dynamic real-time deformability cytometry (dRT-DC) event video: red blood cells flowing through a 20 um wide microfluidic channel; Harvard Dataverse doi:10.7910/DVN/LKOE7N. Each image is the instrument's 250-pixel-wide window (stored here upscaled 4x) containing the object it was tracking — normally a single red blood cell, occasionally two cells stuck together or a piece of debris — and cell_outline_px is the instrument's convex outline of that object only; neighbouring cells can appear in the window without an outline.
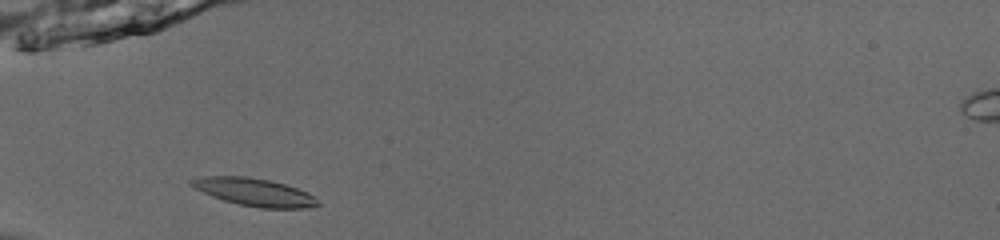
{"species": "common noctule bat (a hibernating species)", "species_latin": "Nyctalus noctula", "temperature_condition": "room temperature", "stored_images_in_passage": 37, "camera_frame_rate_fps": 3000, "um_per_image_px": 0.085, "animal": {"sex": "male", "body_mass_g": 13.0, "forearm_length_mm": 53.1}, "frame": {"image": 1, "passage_image": 3, "time_ms": 0.667, "image_size_px": [1000, 240], "cell_outline_px": [[320, 204], [308, 208], [260, 208], [240, 204], [224, 200], [212, 196], [188, 184], [188, 180], [200, 176], [248, 176], [268, 180], [284, 184], [308, 192], [320, 200]], "centroid_in_image_um": [21.63, 16.32], "position_along_channel_um": 63.4, "area_um2": 20.4}}
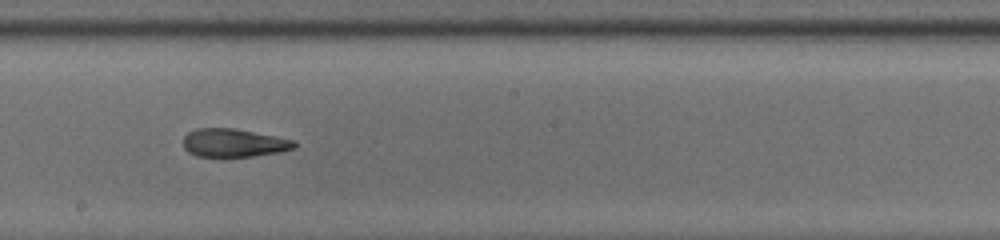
{"frame": {"image": 2, "passage_image": 16, "time_ms": 5.0, "image_size_px": [1000, 240], "cell_outline_px": [[296, 148], [280, 152], [252, 156], [220, 160], [196, 156], [188, 152], [184, 148], [184, 136], [188, 132], [196, 128], [236, 128], [296, 140]], "centroid_in_image_um": [19.85, 12.18], "position_along_channel_um": 228.3, "area_um2": 19.19}}
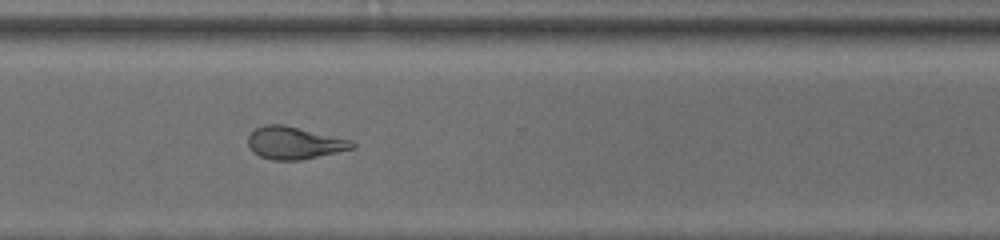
{"frame": {"image": 3, "passage_image": 25, "time_ms": 8.0, "image_size_px": [1000, 240], "cell_outline_px": [[356, 148], [300, 160], [272, 160], [260, 156], [252, 152], [248, 144], [248, 136], [256, 128], [264, 124], [284, 124], [352, 140], [356, 144]], "centroid_in_image_um": [25.02, 12.14], "position_along_channel_um": 345.6, "area_um2": 19.77}, "authors_computed_cell_mechanics": {"area_um2": 19.652, "velocity_mm_per_s": 3.9161, "shape_relaxation_time_tau1_ms": null, "shape_relaxation_time_tau2_ms": 2.4051, "deformation_change_tau1": null, "deformation_change_tau2": 0.1122}}